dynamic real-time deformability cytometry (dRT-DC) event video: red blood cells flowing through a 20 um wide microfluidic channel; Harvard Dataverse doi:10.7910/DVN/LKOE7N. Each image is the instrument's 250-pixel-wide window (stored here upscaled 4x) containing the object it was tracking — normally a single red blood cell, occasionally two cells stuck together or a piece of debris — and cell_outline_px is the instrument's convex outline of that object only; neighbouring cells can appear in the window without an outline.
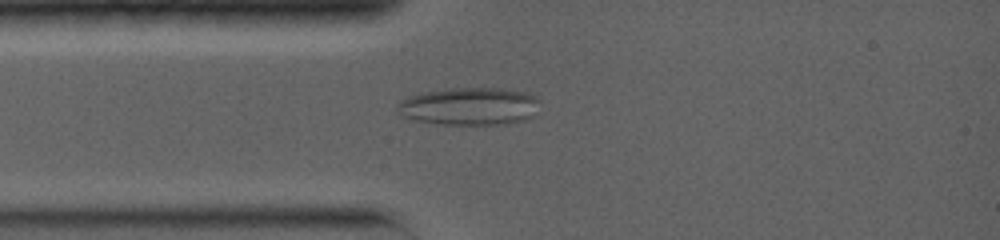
{"species": "common noctule bat (a hibernating species)", "species_latin": "Nyctalus noctula", "temperature_condition": "warm", "stored_images_in_passage": 16, "camera_frame_rate_fps": 5000, "um_per_image_px": 0.085, "animal": {"sex": "female", "body_mass_g": 19.0, "forearm_length_mm": 56.7}, "frame": {"image": 1, "passage_image": 5, "time_ms": 2.4, "image_size_px": [1000, 240], "cell_outline_px": [[540, 100], [532, 116], [528, 120], [504, 124], [444, 124], [412, 120], [396, 112], [396, 108], [400, 100], [408, 96], [420, 92], [452, 88], [496, 88], [528, 92]], "centroid_in_image_um": [39.87, 9.03], "position_along_channel_um": 45.1, "area_um2": 31.44}}
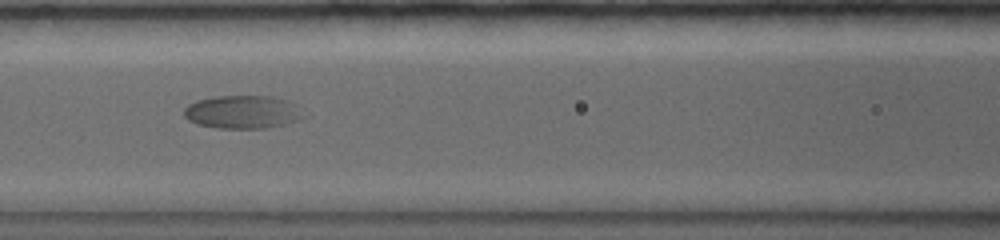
{"frame": {"image": 2, "passage_image": 10, "time_ms": 5.2, "image_size_px": [1000, 240], "cell_outline_px": [[308, 116], [284, 124], [268, 128], [220, 128], [200, 124], [188, 120], [184, 116], [184, 108], [188, 104], [196, 100], [216, 96], [272, 96], [288, 100], [296, 104]], "centroid_in_image_um": [20.66, 9.51], "position_along_channel_um": 145.9, "area_um2": 23.24}}
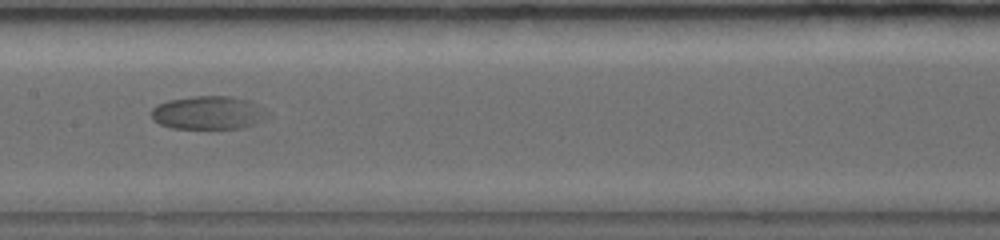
{"frame": {"image": 3, "passage_image": 12, "time_ms": 6.4, "image_size_px": [1000, 240], "cell_outline_px": [[272, 116], [256, 124], [244, 128], [172, 128], [160, 124], [152, 120], [152, 108], [156, 104], [168, 100], [192, 96], [228, 96], [252, 100], [260, 104], [272, 112]], "centroid_in_image_um": [17.81, 9.57], "position_along_channel_um": 189.6, "area_um2": 23.24}}